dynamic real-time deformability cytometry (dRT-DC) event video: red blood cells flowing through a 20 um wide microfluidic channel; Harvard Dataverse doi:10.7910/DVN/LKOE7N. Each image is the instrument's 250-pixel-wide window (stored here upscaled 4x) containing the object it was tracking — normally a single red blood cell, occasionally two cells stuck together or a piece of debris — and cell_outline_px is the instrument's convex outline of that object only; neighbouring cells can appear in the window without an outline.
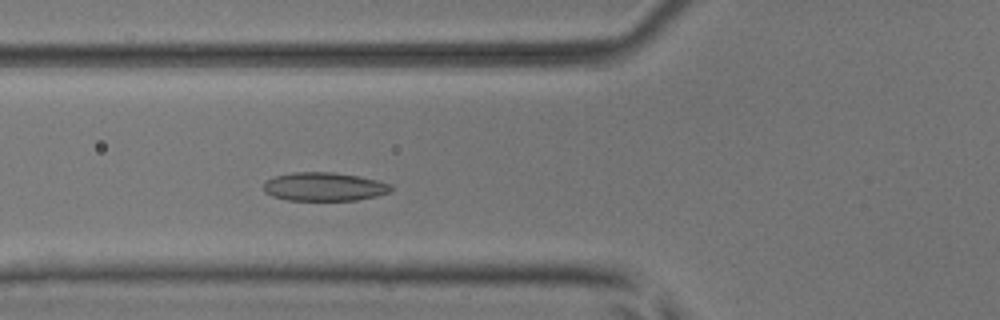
{"species": "common noctule bat (a hibernating species)", "species_latin": "Nyctalus noctula", "temperature_condition": "room temperature", "stored_images_in_passage": 48, "camera_frame_rate_fps": 3000, "um_per_image_px": 0.085, "animal": {"sex": "male", "body_mass_g": 17.9, "forearm_length_mm": 54.2}, "frame": {"image": 1, "passage_image": 15, "time_ms": 4.667, "image_size_px": [1000, 320], "cell_outline_px": [[392, 192], [376, 196], [356, 200], [288, 200], [272, 196], [264, 192], [264, 180], [276, 176], [292, 172], [332, 172], [356, 176], [376, 180], [392, 184]], "centroid_in_image_um": [27.54, 15.87], "position_along_channel_um": 98.3, "area_um2": 21.21}}
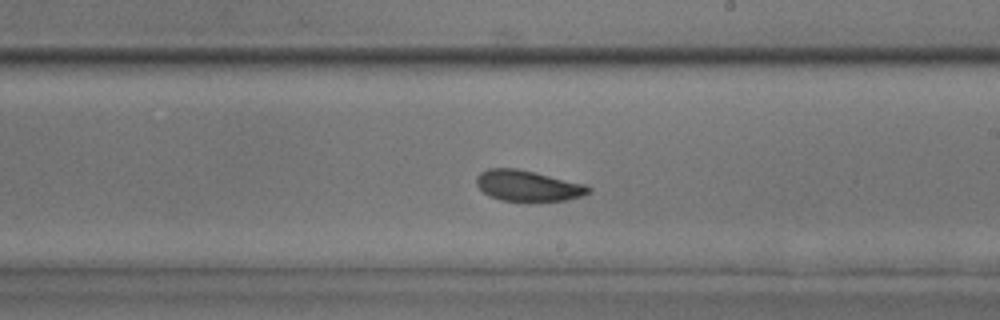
{"frame": {"image": 2, "passage_image": 26, "time_ms": 8.333, "image_size_px": [1000, 320], "cell_outline_px": [[592, 192], [580, 196], [564, 200], [528, 204], [500, 200], [488, 196], [476, 184], [476, 176], [480, 172], [488, 168], [516, 168], [584, 184], [592, 188]], "centroid_in_image_um": [44.84, 15.84], "position_along_channel_um": 244.2, "area_um2": 20.69}}
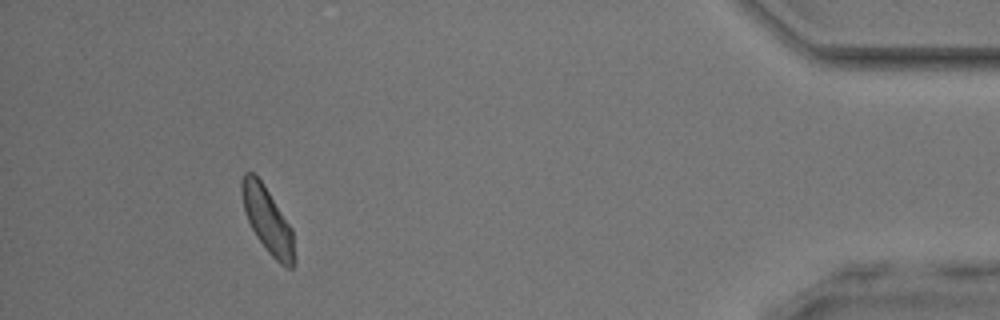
{"frame": {"image": 3, "passage_image": 43, "time_ms": 14.0, "image_size_px": [1000, 320], "cell_outline_px": [[296, 260], [292, 268], [288, 268], [280, 264], [268, 252], [256, 236], [244, 212], [240, 192], [240, 180], [244, 172], [252, 172], [260, 180], [292, 228]], "centroid_in_image_um": [22.73, 18.73], "position_along_channel_um": 412.5, "area_um2": 20.11}}